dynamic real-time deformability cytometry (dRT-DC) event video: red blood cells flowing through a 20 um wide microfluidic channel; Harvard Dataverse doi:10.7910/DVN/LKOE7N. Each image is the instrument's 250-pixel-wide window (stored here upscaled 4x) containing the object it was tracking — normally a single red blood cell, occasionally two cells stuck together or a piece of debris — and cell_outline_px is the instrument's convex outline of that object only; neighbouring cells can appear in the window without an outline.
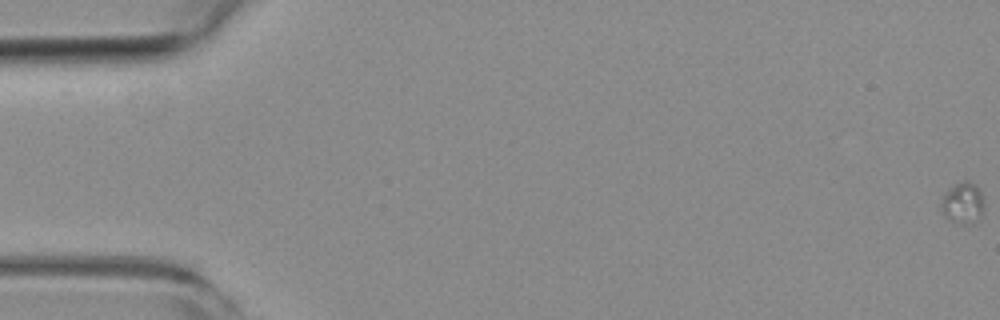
{"species": "common noctule bat (a hibernating species)", "species_latin": "Nyctalus noctula", "temperature_condition": "room temperature", "stored_images_in_passage": 20, "camera_frame_rate_fps": 3000, "um_per_image_px": 0.085, "animal": {"sex": "female", "body_mass_g": 19.3, "forearm_length_mm": 54.1}, "frame": {"image": 1, "passage_image": 1, "time_ms": 0.0, "image_size_px": [1000, 320], "cell_outline_px": [[984, 208], [980, 216], [972, 224], [960, 224], [944, 216], [940, 204], [940, 200], [960, 180], [968, 180], [980, 192], [984, 200]], "centroid_in_image_um": [81.85, 17.28], "position_along_channel_um": 3.2, "area_um2": 10.12}}